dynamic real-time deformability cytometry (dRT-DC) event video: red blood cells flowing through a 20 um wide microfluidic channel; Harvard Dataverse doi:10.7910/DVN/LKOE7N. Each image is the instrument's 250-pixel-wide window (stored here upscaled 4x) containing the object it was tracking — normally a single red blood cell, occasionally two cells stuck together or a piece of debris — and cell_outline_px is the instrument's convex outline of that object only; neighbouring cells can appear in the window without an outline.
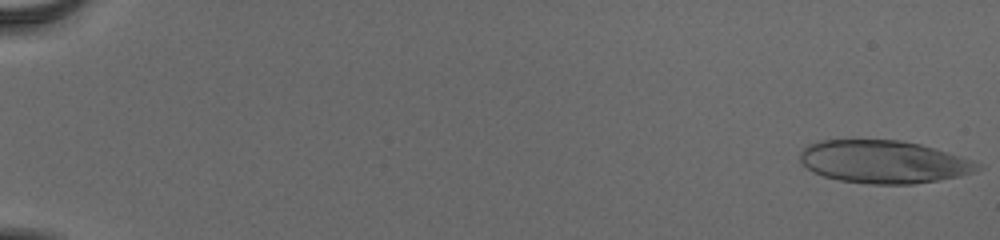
{"species": "human", "species_latin": "Homo sapiens", "temperature_condition": "cold", "stored_images_in_passage": 54, "camera_frame_rate_fps": 3000, "um_per_image_px": 0.085, "donor": {"sex": "male"}, "frame": {"image": 1, "passage_image": 1, "time_ms": 0.0, "image_size_px": [1000, 240], "cell_outline_px": [[984, 168], [960, 176], [912, 184], [868, 184], [840, 180], [824, 176], [812, 172], [800, 160], [800, 152], [808, 144], [820, 140], [900, 140], [920, 144], [976, 160]], "centroid_in_image_um": [75.13, 13.75], "position_along_channel_um": 9.9, "area_um2": 44.33}}
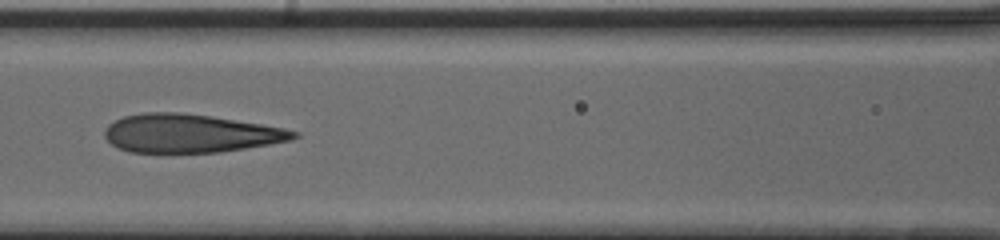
{"frame": {"image": 2, "passage_image": 27, "time_ms": 8.667, "image_size_px": [1000, 240], "cell_outline_px": [[300, 136], [292, 140], [220, 152], [128, 152], [112, 144], [104, 136], [104, 132], [108, 124], [124, 116], [144, 112], [180, 112], [212, 116], [284, 128], [300, 132]], "centroid_in_image_um": [16.17, 11.33], "position_along_channel_um": 150.4, "area_um2": 42.14}}
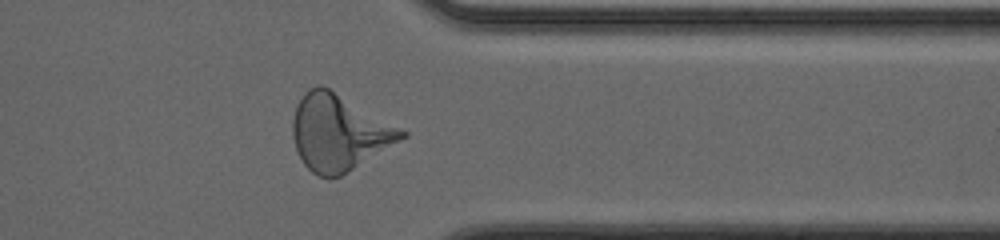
{"frame": {"image": 3, "passage_image": 45, "time_ms": 14.667, "image_size_px": [1000, 240], "cell_outline_px": [[408, 136], [340, 176], [328, 180], [316, 176], [304, 164], [296, 148], [292, 136], [292, 120], [296, 104], [304, 92], [308, 88], [320, 84], [328, 88], [408, 132]], "centroid_in_image_um": [28.76, 11.28], "position_along_channel_um": 382.6, "area_um2": 47.86}, "authors_computed_cell_mechanics": {"area_um2": 43.7546, "velocity_mm_per_s": 3.9239, "shape_relaxation_time_tau1_ms": 5.6454, "shape_relaxation_time_tau2_ms": 1.4322, "deformation_change_tau1": 0.2192, "deformation_change_tau2": 0.1227}}